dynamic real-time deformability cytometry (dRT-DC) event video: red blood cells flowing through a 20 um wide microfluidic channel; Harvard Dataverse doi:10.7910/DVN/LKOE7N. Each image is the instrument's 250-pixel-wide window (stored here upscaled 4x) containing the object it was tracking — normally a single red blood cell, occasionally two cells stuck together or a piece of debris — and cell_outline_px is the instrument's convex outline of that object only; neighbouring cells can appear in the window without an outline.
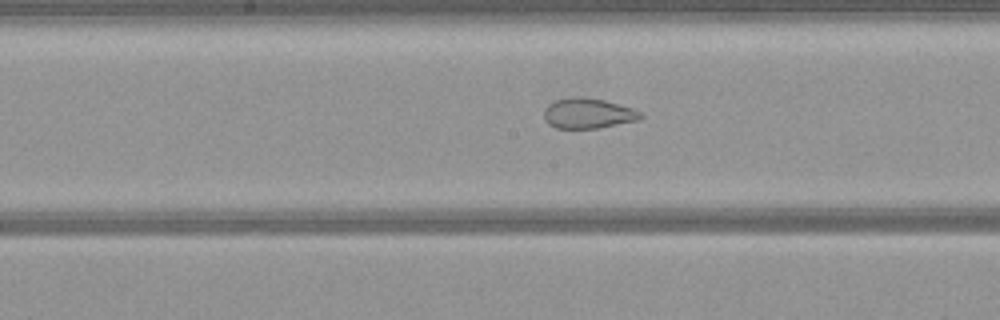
{"species": "common noctule bat (a hibernating species)", "species_latin": "Nyctalus noctula", "temperature_condition": "warm", "stored_images_in_passage": 52, "camera_frame_rate_fps": 3000, "um_per_image_px": 0.085, "animal": {"sex": "female", "body_mass_g": 21.9}, "frame": {"image": 1, "passage_image": 26, "time_ms": 8.333, "image_size_px": [1000, 320], "cell_outline_px": [[644, 116], [640, 120], [600, 128], [556, 128], [548, 124], [544, 120], [544, 108], [548, 104], [556, 100], [572, 96], [580, 96], [604, 100], [632, 108], [640, 112]], "centroid_in_image_um": [49.97, 9.64], "position_along_channel_um": 198.2, "area_um2": 17.22}}
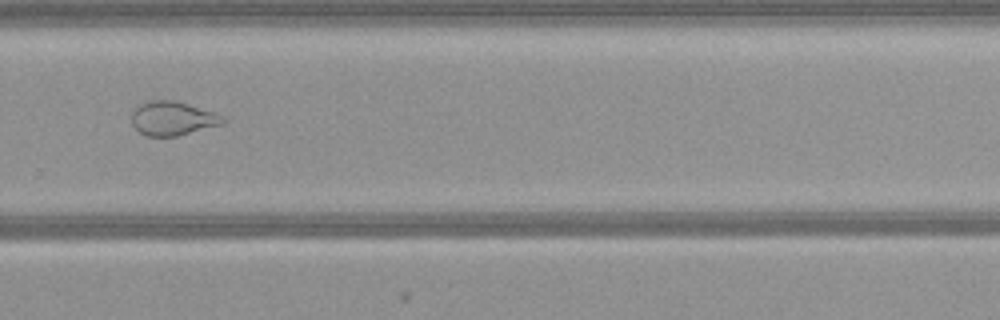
{"frame": {"image": 2, "passage_image": 35, "time_ms": 11.333, "image_size_px": [1000, 320], "cell_outline_px": [[228, 120], [224, 124], [176, 136], [148, 136], [140, 132], [132, 124], [132, 112], [140, 104], [152, 100], [172, 100], [188, 104], [224, 116]], "centroid_in_image_um": [14.7, 10.07], "position_along_channel_um": 315.1, "area_um2": 17.92}}
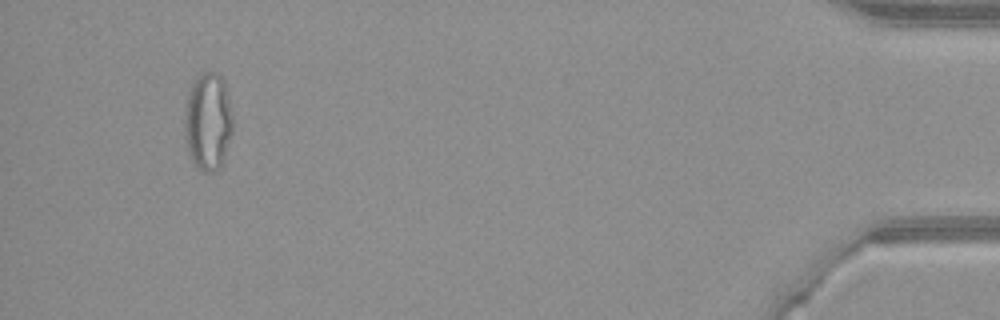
{"frame": {"image": 3, "passage_image": 49, "time_ms": 16.0, "image_size_px": [1000, 320], "cell_outline_px": [[232, 132], [224, 160], [216, 172], [200, 172], [196, 168], [188, 152], [184, 132], [184, 112], [188, 96], [192, 84], [196, 76], [200, 72], [216, 72], [224, 80], [232, 112]], "centroid_in_image_um": [17.67, 10.35], "position_along_channel_um": 417.5, "area_um2": 27.86}}